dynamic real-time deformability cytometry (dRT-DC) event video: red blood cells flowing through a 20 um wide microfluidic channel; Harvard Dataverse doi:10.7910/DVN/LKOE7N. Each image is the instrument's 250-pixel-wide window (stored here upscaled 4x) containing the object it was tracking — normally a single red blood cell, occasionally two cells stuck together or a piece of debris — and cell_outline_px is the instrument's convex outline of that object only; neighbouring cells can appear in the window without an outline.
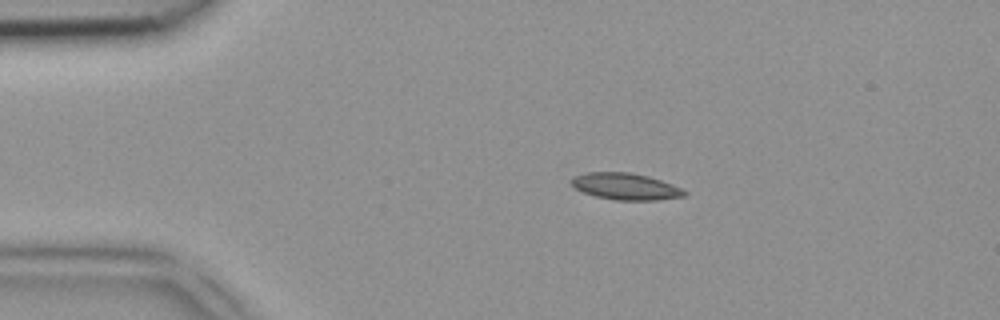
{"species": "common noctule bat (a hibernating species)", "species_latin": "Nyctalus noctula", "temperature_condition": "room temperature", "stored_images_in_passage": 39, "camera_frame_rate_fps": 3000, "um_per_image_px": 0.085, "animal": {"sex": "female", "body_mass_g": 18.4}, "frame": {"image": 1, "passage_image": 1, "time_ms": 0.0, "image_size_px": [1000, 320], "cell_outline_px": [[688, 192], [684, 196], [656, 200], [616, 200], [596, 196], [584, 192], [576, 188], [568, 180], [572, 176], [584, 172], [628, 172], [648, 176], [672, 184]], "centroid_in_image_um": [53.13, 15.83], "position_along_channel_um": 31.9, "area_um2": 17.51}}
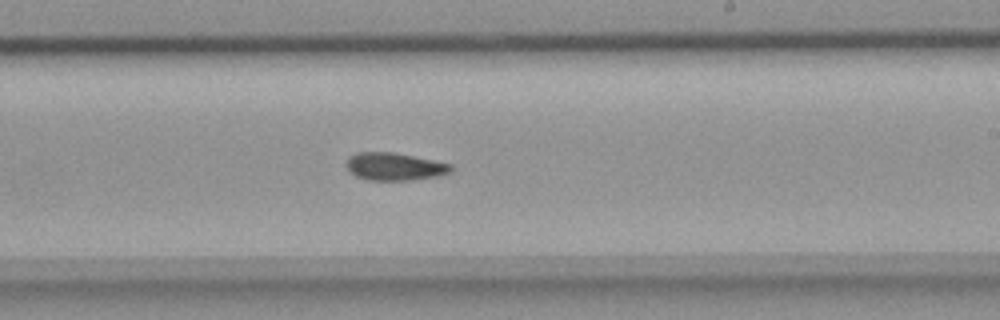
{"frame": {"image": 2, "passage_image": 20, "time_ms": 6.333, "image_size_px": [1000, 320], "cell_outline_px": [[452, 172], [436, 176], [412, 180], [368, 180], [356, 176], [348, 172], [344, 164], [348, 156], [356, 152], [396, 152], [452, 164]], "centroid_in_image_um": [33.48, 14.15], "position_along_channel_um": 255.5, "area_um2": 17.17}}
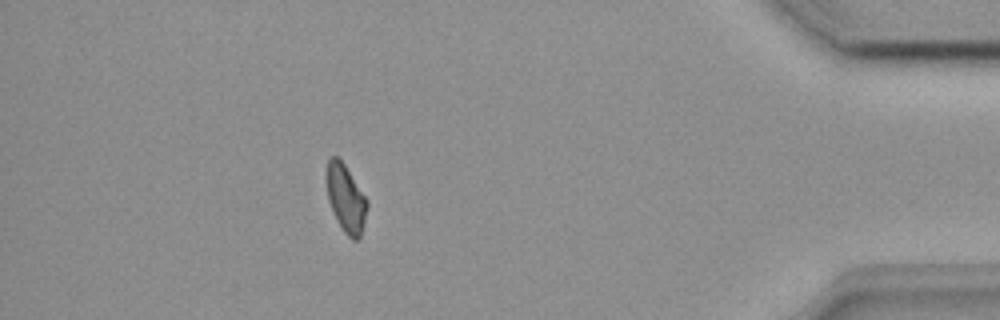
{"frame": {"image": 3, "passage_image": 34, "time_ms": 11.0, "image_size_px": [1000, 320], "cell_outline_px": [[368, 208], [360, 236], [356, 240], [352, 240], [344, 232], [328, 200], [324, 176], [328, 160], [332, 156], [336, 156], [344, 164], [368, 200]], "centroid_in_image_um": [29.38, 16.83], "position_along_channel_um": 405.8, "area_um2": 15.95}}